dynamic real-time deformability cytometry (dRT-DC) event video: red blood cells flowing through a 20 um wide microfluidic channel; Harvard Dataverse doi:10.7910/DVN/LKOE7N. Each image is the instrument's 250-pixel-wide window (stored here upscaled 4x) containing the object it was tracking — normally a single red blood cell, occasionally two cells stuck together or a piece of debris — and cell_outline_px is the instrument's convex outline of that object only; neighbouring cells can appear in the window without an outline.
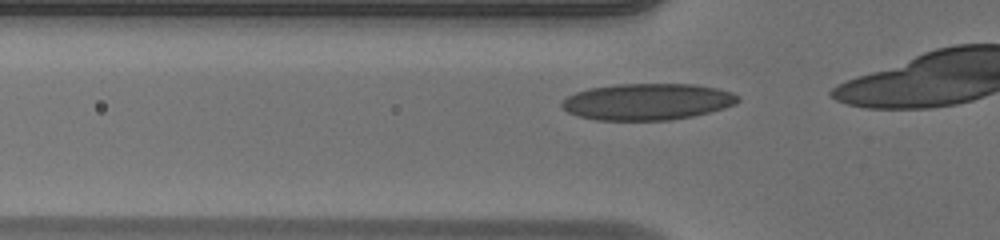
{"species": "human", "species_latin": "Homo sapiens", "temperature_condition": "warm", "stored_images_in_passage": 12, "camera_frame_rate_fps": 3000, "um_per_image_px": 0.085, "donor": {"sex": "male"}, "frame": {"image": 1, "passage_image": 6, "time_ms": 1.667, "image_size_px": [1000, 240], "cell_outline_px": [[740, 100], [736, 104], [724, 108], [692, 116], [672, 120], [596, 120], [576, 116], [568, 112], [560, 104], [568, 96], [576, 92], [588, 88], [620, 84], [696, 84], [716, 88], [732, 92], [740, 96]], "centroid_in_image_um": [55.04, 8.64], "position_along_channel_um": 70.8, "area_um2": 37.57}}